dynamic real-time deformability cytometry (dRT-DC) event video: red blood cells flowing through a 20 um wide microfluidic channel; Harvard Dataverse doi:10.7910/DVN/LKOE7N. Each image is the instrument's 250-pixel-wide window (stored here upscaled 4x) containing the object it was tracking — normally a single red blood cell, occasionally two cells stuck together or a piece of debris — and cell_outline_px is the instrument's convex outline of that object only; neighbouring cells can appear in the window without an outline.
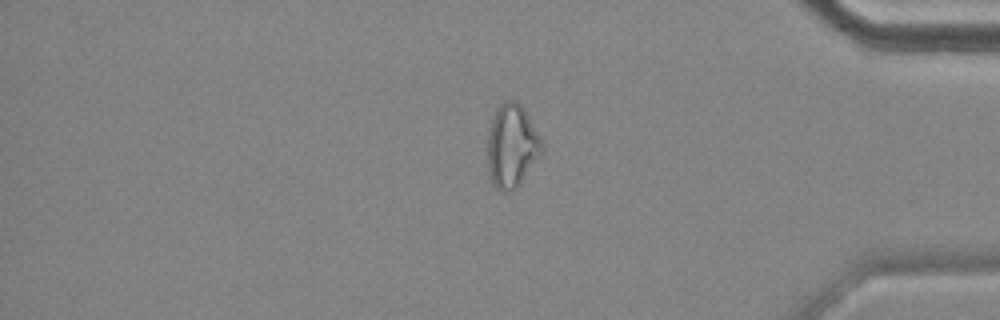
{"species": "common noctule bat (a hibernating species)", "species_latin": "Nyctalus noctula", "temperature_condition": "cold", "stored_images_in_passage": 16, "camera_frame_rate_fps": 3000, "um_per_image_px": 0.085, "animal": {"sex": "female", "body_mass_g": 18.4}, "frame": {"image": 1, "passage_image": 16, "time_ms": 19.667, "image_size_px": [1000, 320], "cell_outline_px": [[544, 152], [520, 184], [516, 188], [508, 192], [496, 188], [492, 180], [488, 168], [488, 128], [496, 108], [504, 100], [516, 100], [520, 104], [540, 136], [544, 148]], "centroid_in_image_um": [43.52, 12.39], "position_along_channel_um": 391.7, "area_um2": 26.41}, "authors_computed_cell_mechanics": {"area_um2": 25.7499, "velocity_mm_per_s": 3.5024, "shape_relaxation_time_tau1_ms": null, "shape_relaxation_time_tau2_ms": 2.1468, "deformation_change_tau1": null, "deformation_change_tau2": 0.0564}}